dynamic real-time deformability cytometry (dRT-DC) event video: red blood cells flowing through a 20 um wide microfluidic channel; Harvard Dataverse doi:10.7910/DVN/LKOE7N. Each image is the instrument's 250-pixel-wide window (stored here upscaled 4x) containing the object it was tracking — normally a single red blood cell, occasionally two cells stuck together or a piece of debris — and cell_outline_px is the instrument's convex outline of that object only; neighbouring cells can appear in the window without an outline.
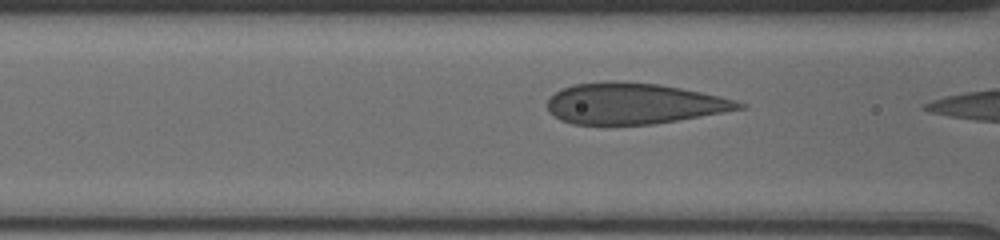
{"species": "human", "species_latin": "Homo sapiens", "temperature_condition": "cold", "stored_images_in_passage": 5, "camera_frame_rate_fps": 3000, "um_per_image_px": 0.085, "donor": {"sex": "male"}, "frame": {"image": 1, "passage_image": 3, "time_ms": 0.667, "image_size_px": [1000, 240], "cell_outline_px": [[748, 108], [652, 124], [572, 124], [560, 120], [548, 112], [548, 100], [556, 92], [572, 84], [608, 80], [616, 80], [660, 84], [720, 96], [736, 100], [744, 104]], "centroid_in_image_um": [53.85, 8.79], "position_along_channel_um": 112.7, "area_um2": 45.72}}